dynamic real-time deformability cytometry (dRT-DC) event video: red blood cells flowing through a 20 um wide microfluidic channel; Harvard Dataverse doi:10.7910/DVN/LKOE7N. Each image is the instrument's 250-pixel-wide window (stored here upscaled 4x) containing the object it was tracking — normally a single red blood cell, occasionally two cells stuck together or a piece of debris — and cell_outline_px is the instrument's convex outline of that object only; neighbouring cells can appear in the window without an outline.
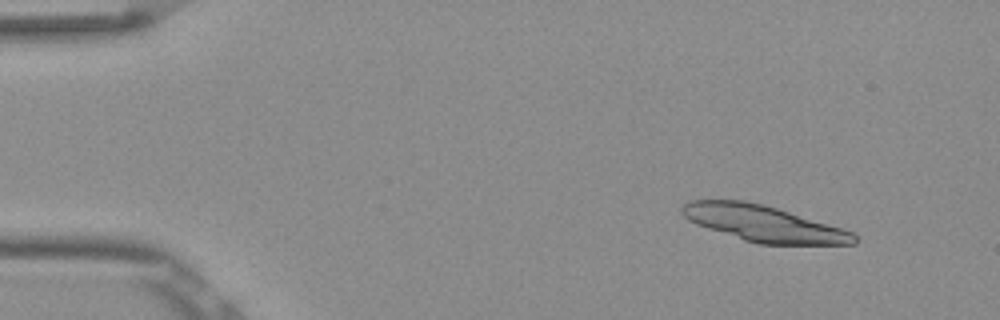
{"species": "Egyptian fruit bat (a non-hibernating species)", "species_latin": "Rousettus aegyptiacus", "temperature_condition": "room temperature", "stored_images_in_passage": 54, "segment_of_instrument_passage": [1, 2], "camera_frame_rate_fps": 3000, "um_per_image_px": 0.085, "frame": {"image": 1, "passage_image": 6, "time_ms": 1.667, "image_size_px": [1000, 320], "cell_outline_px": [[856, 244], [756, 244], [696, 224], [688, 220], [680, 212], [680, 208], [688, 200], [744, 200], [764, 204], [840, 228], [852, 232], [856, 236]], "centroid_in_image_um": [64.83, 18.99], "position_along_channel_um": 20.2, "area_um2": 35.84}}